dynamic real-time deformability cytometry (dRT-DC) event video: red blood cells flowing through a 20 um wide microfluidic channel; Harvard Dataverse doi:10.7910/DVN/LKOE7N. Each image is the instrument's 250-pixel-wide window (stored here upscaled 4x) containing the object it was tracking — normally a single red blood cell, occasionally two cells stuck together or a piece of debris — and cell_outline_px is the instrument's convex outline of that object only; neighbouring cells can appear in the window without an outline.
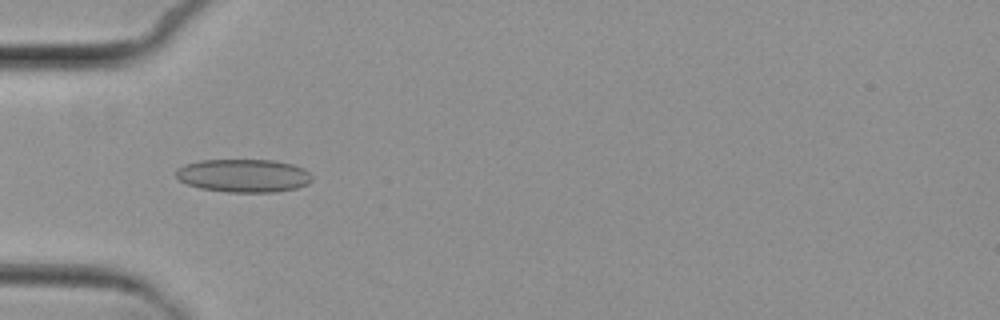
{"species": "common noctule bat (a hibernating species)", "species_latin": "Nyctalus noctula", "temperature_condition": "cold", "stored_images_in_passage": 7, "camera_frame_rate_fps": 3000, "um_per_image_px": 0.085, "animal": {"sex": "female", "body_mass_g": 29.2, "forearm_length_mm": 56.3}, "frame": {"image": 1, "passage_image": 6, "time_ms": 5.667, "image_size_px": [1000, 320], "cell_outline_px": [[312, 180], [308, 184], [296, 188], [276, 192], [228, 192], [200, 188], [188, 184], [180, 180], [176, 176], [176, 168], [184, 164], [200, 160], [272, 160], [292, 164], [304, 168], [312, 176]], "centroid_in_image_um": [20.7, 14.92], "position_along_channel_um": 64.3, "area_um2": 26.36}}
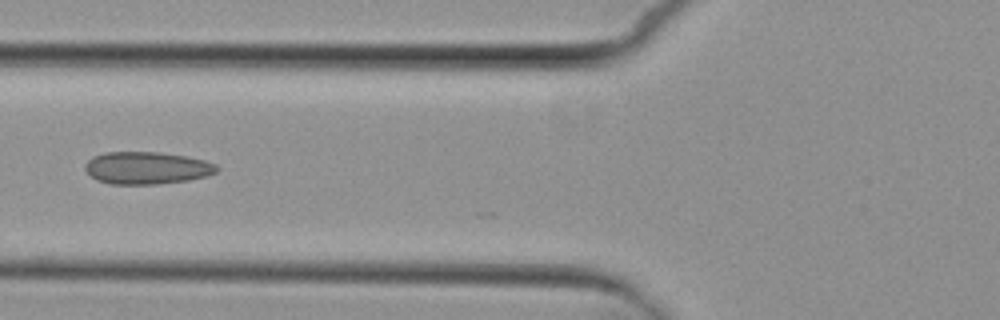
{"frame": {"image": 2, "passage_image": 7, "time_ms": 7.0, "image_size_px": [1000, 320], "cell_outline_px": [[220, 168], [216, 172], [204, 176], [188, 180], [156, 184], [112, 184], [96, 180], [84, 168], [84, 164], [92, 156], [104, 152], [160, 152], [184, 156], [204, 160], [216, 164]], "centroid_in_image_um": [12.45, 14.27], "position_along_channel_um": 113.4, "area_um2": 24.8}}